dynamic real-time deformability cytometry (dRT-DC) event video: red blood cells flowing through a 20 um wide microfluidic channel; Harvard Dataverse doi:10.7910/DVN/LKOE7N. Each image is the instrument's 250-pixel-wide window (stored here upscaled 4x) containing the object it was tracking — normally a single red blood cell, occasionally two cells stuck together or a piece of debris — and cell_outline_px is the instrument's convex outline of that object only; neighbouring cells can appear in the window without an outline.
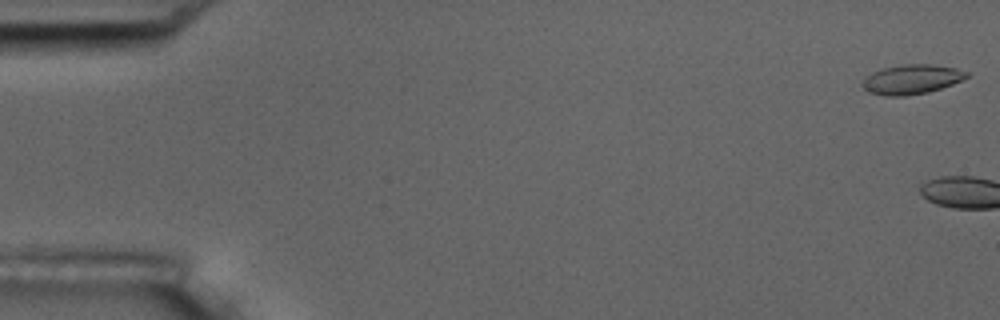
{"species": "common noctule bat (a hibernating species)", "species_latin": "Nyctalus noctula", "temperature_condition": "room temperature", "stored_images_in_passage": 10, "camera_frame_rate_fps": 3000, "um_per_image_px": 0.085, "animal": {"sex": "male", "body_mass_g": 17.5, "forearm_length_mm": 52.3}, "frame": {"image": 1, "passage_image": 1, "time_ms": 0.0, "image_size_px": [1000, 320], "cell_outline_px": [[968, 76], [952, 84], [928, 92], [908, 96], [884, 96], [868, 92], [860, 84], [864, 76], [872, 72], [884, 68], [904, 64], [932, 64], [956, 68], [968, 72]], "centroid_in_image_um": [77.43, 6.75], "position_along_channel_um": 7.6, "area_um2": 18.03}}
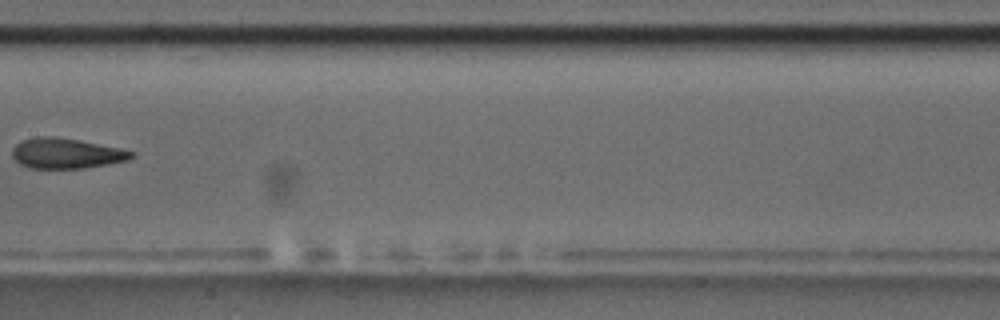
{"frame": {"image": 2, "passage_image": 9, "time_ms": 10.333, "image_size_px": [1000, 320], "cell_outline_px": [[136, 152], [128, 160], [108, 164], [84, 168], [32, 168], [20, 164], [12, 156], [12, 148], [20, 140], [36, 136], [56, 136], [80, 140], [120, 148]], "centroid_in_image_um": [5.61, 13.02], "position_along_channel_um": 201.8, "area_um2": 21.15}}
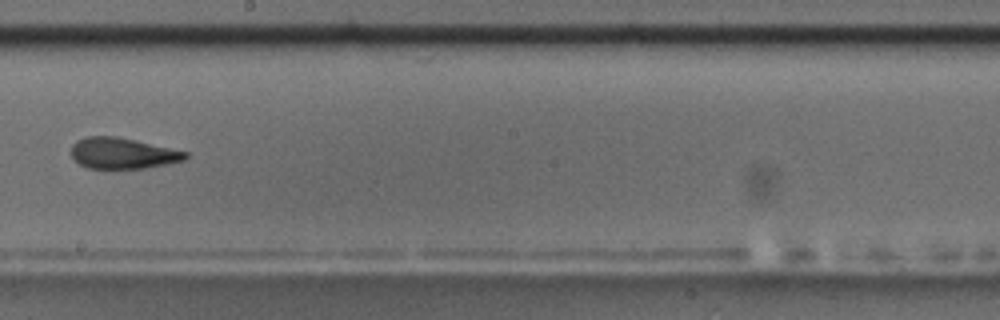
{"frame": {"image": 3, "passage_image": 10, "time_ms": 11.333, "image_size_px": [1000, 320], "cell_outline_px": [[188, 156], [184, 160], [144, 168], [88, 168], [80, 164], [72, 156], [72, 144], [76, 140], [84, 136], [116, 136], [136, 140], [188, 152]], "centroid_in_image_um": [10.4, 13.01], "position_along_channel_um": 237.8, "area_um2": 20.46}}